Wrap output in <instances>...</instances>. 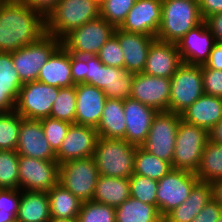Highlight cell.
<instances>
[{
  "mask_svg": "<svg viewBox=\"0 0 222 222\" xmlns=\"http://www.w3.org/2000/svg\"><path fill=\"white\" fill-rule=\"evenodd\" d=\"M51 211L46 191L20 190L18 222H49Z\"/></svg>",
  "mask_w": 222,
  "mask_h": 222,
  "instance_id": "cell-28",
  "label": "cell"
},
{
  "mask_svg": "<svg viewBox=\"0 0 222 222\" xmlns=\"http://www.w3.org/2000/svg\"><path fill=\"white\" fill-rule=\"evenodd\" d=\"M204 66L208 69L222 70V43H214Z\"/></svg>",
  "mask_w": 222,
  "mask_h": 222,
  "instance_id": "cell-50",
  "label": "cell"
},
{
  "mask_svg": "<svg viewBox=\"0 0 222 222\" xmlns=\"http://www.w3.org/2000/svg\"><path fill=\"white\" fill-rule=\"evenodd\" d=\"M75 124L97 127L107 99L103 90L86 83L75 84Z\"/></svg>",
  "mask_w": 222,
  "mask_h": 222,
  "instance_id": "cell-21",
  "label": "cell"
},
{
  "mask_svg": "<svg viewBox=\"0 0 222 222\" xmlns=\"http://www.w3.org/2000/svg\"><path fill=\"white\" fill-rule=\"evenodd\" d=\"M203 21L198 0H162L161 23L156 39L176 43Z\"/></svg>",
  "mask_w": 222,
  "mask_h": 222,
  "instance_id": "cell-2",
  "label": "cell"
},
{
  "mask_svg": "<svg viewBox=\"0 0 222 222\" xmlns=\"http://www.w3.org/2000/svg\"><path fill=\"white\" fill-rule=\"evenodd\" d=\"M209 141L222 145V120L209 131Z\"/></svg>",
  "mask_w": 222,
  "mask_h": 222,
  "instance_id": "cell-52",
  "label": "cell"
},
{
  "mask_svg": "<svg viewBox=\"0 0 222 222\" xmlns=\"http://www.w3.org/2000/svg\"><path fill=\"white\" fill-rule=\"evenodd\" d=\"M18 159L17 151L0 150V189H19Z\"/></svg>",
  "mask_w": 222,
  "mask_h": 222,
  "instance_id": "cell-36",
  "label": "cell"
},
{
  "mask_svg": "<svg viewBox=\"0 0 222 222\" xmlns=\"http://www.w3.org/2000/svg\"><path fill=\"white\" fill-rule=\"evenodd\" d=\"M60 46V39L46 33L38 41L12 52V60L21 82L37 81L40 69Z\"/></svg>",
  "mask_w": 222,
  "mask_h": 222,
  "instance_id": "cell-10",
  "label": "cell"
},
{
  "mask_svg": "<svg viewBox=\"0 0 222 222\" xmlns=\"http://www.w3.org/2000/svg\"><path fill=\"white\" fill-rule=\"evenodd\" d=\"M24 118L16 111L0 115V150L16 151L19 129Z\"/></svg>",
  "mask_w": 222,
  "mask_h": 222,
  "instance_id": "cell-34",
  "label": "cell"
},
{
  "mask_svg": "<svg viewBox=\"0 0 222 222\" xmlns=\"http://www.w3.org/2000/svg\"><path fill=\"white\" fill-rule=\"evenodd\" d=\"M172 169L169 162L147 152L141 146H137L134 158V174L160 180Z\"/></svg>",
  "mask_w": 222,
  "mask_h": 222,
  "instance_id": "cell-33",
  "label": "cell"
},
{
  "mask_svg": "<svg viewBox=\"0 0 222 222\" xmlns=\"http://www.w3.org/2000/svg\"><path fill=\"white\" fill-rule=\"evenodd\" d=\"M130 197L140 200L143 203L157 207L156 195L158 181L150 177L133 174L129 178Z\"/></svg>",
  "mask_w": 222,
  "mask_h": 222,
  "instance_id": "cell-37",
  "label": "cell"
},
{
  "mask_svg": "<svg viewBox=\"0 0 222 222\" xmlns=\"http://www.w3.org/2000/svg\"><path fill=\"white\" fill-rule=\"evenodd\" d=\"M204 94L222 98V70L208 69L202 65Z\"/></svg>",
  "mask_w": 222,
  "mask_h": 222,
  "instance_id": "cell-44",
  "label": "cell"
},
{
  "mask_svg": "<svg viewBox=\"0 0 222 222\" xmlns=\"http://www.w3.org/2000/svg\"><path fill=\"white\" fill-rule=\"evenodd\" d=\"M170 80L169 112L181 115L204 94L202 65L182 63Z\"/></svg>",
  "mask_w": 222,
  "mask_h": 222,
  "instance_id": "cell-9",
  "label": "cell"
},
{
  "mask_svg": "<svg viewBox=\"0 0 222 222\" xmlns=\"http://www.w3.org/2000/svg\"><path fill=\"white\" fill-rule=\"evenodd\" d=\"M59 88L39 81L25 83L19 90L15 111L26 119L50 117Z\"/></svg>",
  "mask_w": 222,
  "mask_h": 222,
  "instance_id": "cell-13",
  "label": "cell"
},
{
  "mask_svg": "<svg viewBox=\"0 0 222 222\" xmlns=\"http://www.w3.org/2000/svg\"><path fill=\"white\" fill-rule=\"evenodd\" d=\"M40 120L45 137L48 140L51 149L56 154L62 145L71 123L52 117H46Z\"/></svg>",
  "mask_w": 222,
  "mask_h": 222,
  "instance_id": "cell-40",
  "label": "cell"
},
{
  "mask_svg": "<svg viewBox=\"0 0 222 222\" xmlns=\"http://www.w3.org/2000/svg\"><path fill=\"white\" fill-rule=\"evenodd\" d=\"M99 171L94 157L73 159L59 164L58 183L82 202L93 199Z\"/></svg>",
  "mask_w": 222,
  "mask_h": 222,
  "instance_id": "cell-7",
  "label": "cell"
},
{
  "mask_svg": "<svg viewBox=\"0 0 222 222\" xmlns=\"http://www.w3.org/2000/svg\"><path fill=\"white\" fill-rule=\"evenodd\" d=\"M114 35L122 48L124 68L127 72L134 74L143 72L150 46L156 37L140 33H128L119 28H115Z\"/></svg>",
  "mask_w": 222,
  "mask_h": 222,
  "instance_id": "cell-23",
  "label": "cell"
},
{
  "mask_svg": "<svg viewBox=\"0 0 222 222\" xmlns=\"http://www.w3.org/2000/svg\"><path fill=\"white\" fill-rule=\"evenodd\" d=\"M70 65L73 83H85V56L70 53Z\"/></svg>",
  "mask_w": 222,
  "mask_h": 222,
  "instance_id": "cell-47",
  "label": "cell"
},
{
  "mask_svg": "<svg viewBox=\"0 0 222 222\" xmlns=\"http://www.w3.org/2000/svg\"><path fill=\"white\" fill-rule=\"evenodd\" d=\"M37 81L58 88L74 86L70 52L61 45L40 69Z\"/></svg>",
  "mask_w": 222,
  "mask_h": 222,
  "instance_id": "cell-25",
  "label": "cell"
},
{
  "mask_svg": "<svg viewBox=\"0 0 222 222\" xmlns=\"http://www.w3.org/2000/svg\"><path fill=\"white\" fill-rule=\"evenodd\" d=\"M78 222H116L114 207L94 200L82 202Z\"/></svg>",
  "mask_w": 222,
  "mask_h": 222,
  "instance_id": "cell-38",
  "label": "cell"
},
{
  "mask_svg": "<svg viewBox=\"0 0 222 222\" xmlns=\"http://www.w3.org/2000/svg\"><path fill=\"white\" fill-rule=\"evenodd\" d=\"M208 141L207 130L181 119L176 134L172 168L196 173Z\"/></svg>",
  "mask_w": 222,
  "mask_h": 222,
  "instance_id": "cell-6",
  "label": "cell"
},
{
  "mask_svg": "<svg viewBox=\"0 0 222 222\" xmlns=\"http://www.w3.org/2000/svg\"><path fill=\"white\" fill-rule=\"evenodd\" d=\"M0 80L22 83L12 60V52H0Z\"/></svg>",
  "mask_w": 222,
  "mask_h": 222,
  "instance_id": "cell-45",
  "label": "cell"
},
{
  "mask_svg": "<svg viewBox=\"0 0 222 222\" xmlns=\"http://www.w3.org/2000/svg\"><path fill=\"white\" fill-rule=\"evenodd\" d=\"M212 32L215 42L222 43V13L213 14L204 20Z\"/></svg>",
  "mask_w": 222,
  "mask_h": 222,
  "instance_id": "cell-51",
  "label": "cell"
},
{
  "mask_svg": "<svg viewBox=\"0 0 222 222\" xmlns=\"http://www.w3.org/2000/svg\"><path fill=\"white\" fill-rule=\"evenodd\" d=\"M136 148L125 139L99 137L93 155L99 175L130 178L134 174Z\"/></svg>",
  "mask_w": 222,
  "mask_h": 222,
  "instance_id": "cell-4",
  "label": "cell"
},
{
  "mask_svg": "<svg viewBox=\"0 0 222 222\" xmlns=\"http://www.w3.org/2000/svg\"><path fill=\"white\" fill-rule=\"evenodd\" d=\"M135 1L136 0H105L100 5V17L115 28H119L125 21Z\"/></svg>",
  "mask_w": 222,
  "mask_h": 222,
  "instance_id": "cell-39",
  "label": "cell"
},
{
  "mask_svg": "<svg viewBox=\"0 0 222 222\" xmlns=\"http://www.w3.org/2000/svg\"><path fill=\"white\" fill-rule=\"evenodd\" d=\"M99 5H101L105 0H95Z\"/></svg>",
  "mask_w": 222,
  "mask_h": 222,
  "instance_id": "cell-55",
  "label": "cell"
},
{
  "mask_svg": "<svg viewBox=\"0 0 222 222\" xmlns=\"http://www.w3.org/2000/svg\"><path fill=\"white\" fill-rule=\"evenodd\" d=\"M20 205V189H0V222H14Z\"/></svg>",
  "mask_w": 222,
  "mask_h": 222,
  "instance_id": "cell-41",
  "label": "cell"
},
{
  "mask_svg": "<svg viewBox=\"0 0 222 222\" xmlns=\"http://www.w3.org/2000/svg\"><path fill=\"white\" fill-rule=\"evenodd\" d=\"M23 85V83L0 80V111H15L19 90Z\"/></svg>",
  "mask_w": 222,
  "mask_h": 222,
  "instance_id": "cell-43",
  "label": "cell"
},
{
  "mask_svg": "<svg viewBox=\"0 0 222 222\" xmlns=\"http://www.w3.org/2000/svg\"><path fill=\"white\" fill-rule=\"evenodd\" d=\"M217 222H222V215H221L220 219Z\"/></svg>",
  "mask_w": 222,
  "mask_h": 222,
  "instance_id": "cell-56",
  "label": "cell"
},
{
  "mask_svg": "<svg viewBox=\"0 0 222 222\" xmlns=\"http://www.w3.org/2000/svg\"><path fill=\"white\" fill-rule=\"evenodd\" d=\"M198 2L203 20L213 14L222 13V0H198Z\"/></svg>",
  "mask_w": 222,
  "mask_h": 222,
  "instance_id": "cell-49",
  "label": "cell"
},
{
  "mask_svg": "<svg viewBox=\"0 0 222 222\" xmlns=\"http://www.w3.org/2000/svg\"><path fill=\"white\" fill-rule=\"evenodd\" d=\"M213 189V199L222 207V179L211 183Z\"/></svg>",
  "mask_w": 222,
  "mask_h": 222,
  "instance_id": "cell-53",
  "label": "cell"
},
{
  "mask_svg": "<svg viewBox=\"0 0 222 222\" xmlns=\"http://www.w3.org/2000/svg\"><path fill=\"white\" fill-rule=\"evenodd\" d=\"M51 218L77 219L82 201L59 183L48 192Z\"/></svg>",
  "mask_w": 222,
  "mask_h": 222,
  "instance_id": "cell-30",
  "label": "cell"
},
{
  "mask_svg": "<svg viewBox=\"0 0 222 222\" xmlns=\"http://www.w3.org/2000/svg\"><path fill=\"white\" fill-rule=\"evenodd\" d=\"M19 189L23 191H46L58 184L57 161L40 160L19 155Z\"/></svg>",
  "mask_w": 222,
  "mask_h": 222,
  "instance_id": "cell-14",
  "label": "cell"
},
{
  "mask_svg": "<svg viewBox=\"0 0 222 222\" xmlns=\"http://www.w3.org/2000/svg\"><path fill=\"white\" fill-rule=\"evenodd\" d=\"M215 43L212 32L203 21L176 42L182 63L204 65Z\"/></svg>",
  "mask_w": 222,
  "mask_h": 222,
  "instance_id": "cell-18",
  "label": "cell"
},
{
  "mask_svg": "<svg viewBox=\"0 0 222 222\" xmlns=\"http://www.w3.org/2000/svg\"><path fill=\"white\" fill-rule=\"evenodd\" d=\"M76 99L75 85L71 87L59 88V93L56 101L53 104L50 117L74 124Z\"/></svg>",
  "mask_w": 222,
  "mask_h": 222,
  "instance_id": "cell-35",
  "label": "cell"
},
{
  "mask_svg": "<svg viewBox=\"0 0 222 222\" xmlns=\"http://www.w3.org/2000/svg\"><path fill=\"white\" fill-rule=\"evenodd\" d=\"M129 197V178L99 175L92 200L117 208Z\"/></svg>",
  "mask_w": 222,
  "mask_h": 222,
  "instance_id": "cell-29",
  "label": "cell"
},
{
  "mask_svg": "<svg viewBox=\"0 0 222 222\" xmlns=\"http://www.w3.org/2000/svg\"><path fill=\"white\" fill-rule=\"evenodd\" d=\"M115 27L102 17L91 20L70 31L61 39V45L78 56L97 55L101 47L114 35Z\"/></svg>",
  "mask_w": 222,
  "mask_h": 222,
  "instance_id": "cell-8",
  "label": "cell"
},
{
  "mask_svg": "<svg viewBox=\"0 0 222 222\" xmlns=\"http://www.w3.org/2000/svg\"><path fill=\"white\" fill-rule=\"evenodd\" d=\"M161 11L162 0H136L119 29L156 37Z\"/></svg>",
  "mask_w": 222,
  "mask_h": 222,
  "instance_id": "cell-17",
  "label": "cell"
},
{
  "mask_svg": "<svg viewBox=\"0 0 222 222\" xmlns=\"http://www.w3.org/2000/svg\"><path fill=\"white\" fill-rule=\"evenodd\" d=\"M97 56L106 66L124 68V54L115 35L101 47Z\"/></svg>",
  "mask_w": 222,
  "mask_h": 222,
  "instance_id": "cell-42",
  "label": "cell"
},
{
  "mask_svg": "<svg viewBox=\"0 0 222 222\" xmlns=\"http://www.w3.org/2000/svg\"><path fill=\"white\" fill-rule=\"evenodd\" d=\"M134 73L125 68L104 65L97 55L85 56V83L103 90L107 98L130 97Z\"/></svg>",
  "mask_w": 222,
  "mask_h": 222,
  "instance_id": "cell-5",
  "label": "cell"
},
{
  "mask_svg": "<svg viewBox=\"0 0 222 222\" xmlns=\"http://www.w3.org/2000/svg\"><path fill=\"white\" fill-rule=\"evenodd\" d=\"M116 222H163L155 205L129 197L115 208Z\"/></svg>",
  "mask_w": 222,
  "mask_h": 222,
  "instance_id": "cell-31",
  "label": "cell"
},
{
  "mask_svg": "<svg viewBox=\"0 0 222 222\" xmlns=\"http://www.w3.org/2000/svg\"><path fill=\"white\" fill-rule=\"evenodd\" d=\"M222 215V207L212 199L191 222H217Z\"/></svg>",
  "mask_w": 222,
  "mask_h": 222,
  "instance_id": "cell-46",
  "label": "cell"
},
{
  "mask_svg": "<svg viewBox=\"0 0 222 222\" xmlns=\"http://www.w3.org/2000/svg\"><path fill=\"white\" fill-rule=\"evenodd\" d=\"M198 181L195 173L173 168L158 180L156 202L162 218L186 201Z\"/></svg>",
  "mask_w": 222,
  "mask_h": 222,
  "instance_id": "cell-12",
  "label": "cell"
},
{
  "mask_svg": "<svg viewBox=\"0 0 222 222\" xmlns=\"http://www.w3.org/2000/svg\"><path fill=\"white\" fill-rule=\"evenodd\" d=\"M16 151L25 157L56 161V154L45 137L41 120L24 118L19 129Z\"/></svg>",
  "mask_w": 222,
  "mask_h": 222,
  "instance_id": "cell-19",
  "label": "cell"
},
{
  "mask_svg": "<svg viewBox=\"0 0 222 222\" xmlns=\"http://www.w3.org/2000/svg\"><path fill=\"white\" fill-rule=\"evenodd\" d=\"M181 119V115L174 112H157L146 141L141 147L172 165L176 134Z\"/></svg>",
  "mask_w": 222,
  "mask_h": 222,
  "instance_id": "cell-11",
  "label": "cell"
},
{
  "mask_svg": "<svg viewBox=\"0 0 222 222\" xmlns=\"http://www.w3.org/2000/svg\"><path fill=\"white\" fill-rule=\"evenodd\" d=\"M98 136L102 138L124 139L126 123L124 100L107 98L102 111L101 120L96 127Z\"/></svg>",
  "mask_w": 222,
  "mask_h": 222,
  "instance_id": "cell-27",
  "label": "cell"
},
{
  "mask_svg": "<svg viewBox=\"0 0 222 222\" xmlns=\"http://www.w3.org/2000/svg\"><path fill=\"white\" fill-rule=\"evenodd\" d=\"M27 5L31 9L38 11L45 18L57 6L59 0H16Z\"/></svg>",
  "mask_w": 222,
  "mask_h": 222,
  "instance_id": "cell-48",
  "label": "cell"
},
{
  "mask_svg": "<svg viewBox=\"0 0 222 222\" xmlns=\"http://www.w3.org/2000/svg\"><path fill=\"white\" fill-rule=\"evenodd\" d=\"M98 138L95 127L71 124L56 153V161L61 164L73 159L93 157Z\"/></svg>",
  "mask_w": 222,
  "mask_h": 222,
  "instance_id": "cell-16",
  "label": "cell"
},
{
  "mask_svg": "<svg viewBox=\"0 0 222 222\" xmlns=\"http://www.w3.org/2000/svg\"><path fill=\"white\" fill-rule=\"evenodd\" d=\"M170 78L135 73L130 98L154 108L157 112L169 111Z\"/></svg>",
  "mask_w": 222,
  "mask_h": 222,
  "instance_id": "cell-15",
  "label": "cell"
},
{
  "mask_svg": "<svg viewBox=\"0 0 222 222\" xmlns=\"http://www.w3.org/2000/svg\"><path fill=\"white\" fill-rule=\"evenodd\" d=\"M181 64L176 43L155 39L150 46L143 73L171 78Z\"/></svg>",
  "mask_w": 222,
  "mask_h": 222,
  "instance_id": "cell-20",
  "label": "cell"
},
{
  "mask_svg": "<svg viewBox=\"0 0 222 222\" xmlns=\"http://www.w3.org/2000/svg\"><path fill=\"white\" fill-rule=\"evenodd\" d=\"M213 199L211 183L198 181L189 197L177 208L170 211L163 222H191L203 207Z\"/></svg>",
  "mask_w": 222,
  "mask_h": 222,
  "instance_id": "cell-26",
  "label": "cell"
},
{
  "mask_svg": "<svg viewBox=\"0 0 222 222\" xmlns=\"http://www.w3.org/2000/svg\"><path fill=\"white\" fill-rule=\"evenodd\" d=\"M124 114L126 123L124 139L128 143L141 146L146 141L157 111L129 97L124 100Z\"/></svg>",
  "mask_w": 222,
  "mask_h": 222,
  "instance_id": "cell-22",
  "label": "cell"
},
{
  "mask_svg": "<svg viewBox=\"0 0 222 222\" xmlns=\"http://www.w3.org/2000/svg\"><path fill=\"white\" fill-rule=\"evenodd\" d=\"M199 181L212 183L222 179V145L208 141L196 171Z\"/></svg>",
  "mask_w": 222,
  "mask_h": 222,
  "instance_id": "cell-32",
  "label": "cell"
},
{
  "mask_svg": "<svg viewBox=\"0 0 222 222\" xmlns=\"http://www.w3.org/2000/svg\"><path fill=\"white\" fill-rule=\"evenodd\" d=\"M49 222H78L77 219H58V218H51Z\"/></svg>",
  "mask_w": 222,
  "mask_h": 222,
  "instance_id": "cell-54",
  "label": "cell"
},
{
  "mask_svg": "<svg viewBox=\"0 0 222 222\" xmlns=\"http://www.w3.org/2000/svg\"><path fill=\"white\" fill-rule=\"evenodd\" d=\"M45 34L41 13L16 0H0V52H14Z\"/></svg>",
  "mask_w": 222,
  "mask_h": 222,
  "instance_id": "cell-1",
  "label": "cell"
},
{
  "mask_svg": "<svg viewBox=\"0 0 222 222\" xmlns=\"http://www.w3.org/2000/svg\"><path fill=\"white\" fill-rule=\"evenodd\" d=\"M181 118L209 132L222 120V98L203 94L181 114Z\"/></svg>",
  "mask_w": 222,
  "mask_h": 222,
  "instance_id": "cell-24",
  "label": "cell"
},
{
  "mask_svg": "<svg viewBox=\"0 0 222 222\" xmlns=\"http://www.w3.org/2000/svg\"><path fill=\"white\" fill-rule=\"evenodd\" d=\"M100 17V5L95 0H59L48 14L46 33L62 39L70 31Z\"/></svg>",
  "mask_w": 222,
  "mask_h": 222,
  "instance_id": "cell-3",
  "label": "cell"
}]
</instances>
